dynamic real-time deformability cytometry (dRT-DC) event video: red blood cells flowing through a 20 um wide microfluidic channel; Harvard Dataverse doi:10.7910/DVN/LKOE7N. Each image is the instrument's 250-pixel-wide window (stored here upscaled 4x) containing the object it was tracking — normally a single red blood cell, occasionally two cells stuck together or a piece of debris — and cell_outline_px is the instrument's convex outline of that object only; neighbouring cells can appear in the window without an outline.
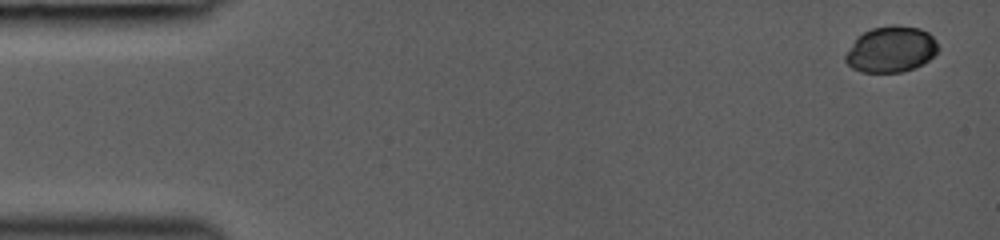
{"species": "common noctule bat (a hibernating species)", "species_latin": "Nyctalus noctula", "temperature_condition": "room temperature", "stored_images_in_passage": 46, "camera_frame_rate_fps": 3000, "um_per_image_px": 0.085, "animal": {"sex": "female", "body_mass_g": 19.0, "forearm_length_mm": 53.3}, "frame": {"image": 1, "passage_image": 1, "time_ms": 0.0, "image_size_px": [1000, 240], "cell_outline_px": [[940, 48], [924, 64], [916, 68], [900, 72], [860, 72], [852, 68], [844, 60], [844, 56], [856, 36], [872, 28], [892, 24], [896, 24], [920, 28], [928, 32], [936, 40]], "centroid_in_image_um": [75.73, 4.18], "position_along_channel_um": 9.3, "area_um2": 25.2}}
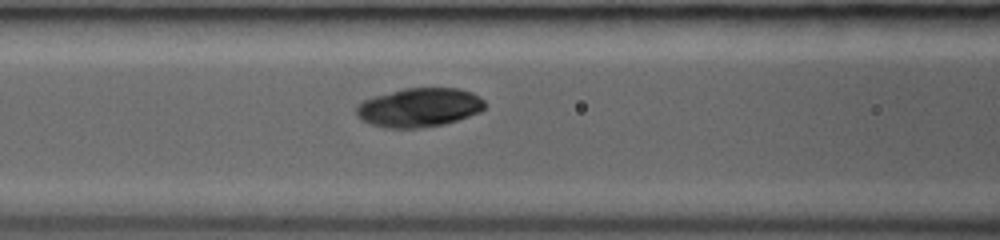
{"frame": {"image": 2, "passage_image": 20, "time_ms": 6.0, "image_size_px": [1000, 240], "cell_outline_px": [[484, 108], [480, 112], [444, 124], [420, 128], [384, 128], [360, 120], [356, 116], [356, 108], [364, 100], [376, 96], [404, 88], [460, 88], [472, 92], [480, 96], [484, 100]], "centroid_in_image_um": [35.64, 9.14], "position_along_channel_um": 131.0, "area_um2": 29.13}}
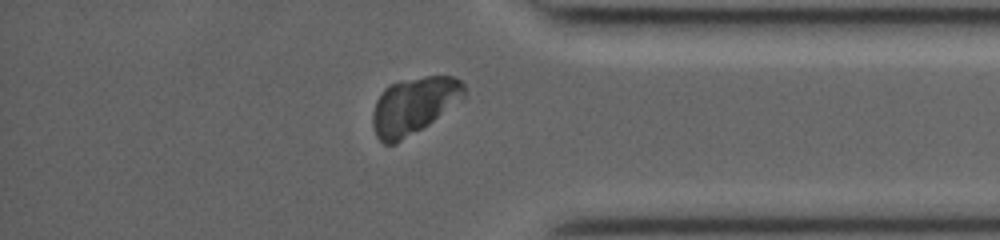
{"frame": {"image": 3, "passage_image": 39, "time_ms": 12.333, "image_size_px": [1000, 240], "cell_outline_px": [[464, 100], [428, 124], [396, 144], [384, 144], [376, 136], [372, 124], [372, 112], [376, 100], [384, 88], [388, 84], [400, 80], [424, 76], [452, 76], [460, 80], [464, 84]], "centroid_in_image_um": [35.16, 8.97], "position_along_channel_um": 400.0, "area_um2": 30.58}}